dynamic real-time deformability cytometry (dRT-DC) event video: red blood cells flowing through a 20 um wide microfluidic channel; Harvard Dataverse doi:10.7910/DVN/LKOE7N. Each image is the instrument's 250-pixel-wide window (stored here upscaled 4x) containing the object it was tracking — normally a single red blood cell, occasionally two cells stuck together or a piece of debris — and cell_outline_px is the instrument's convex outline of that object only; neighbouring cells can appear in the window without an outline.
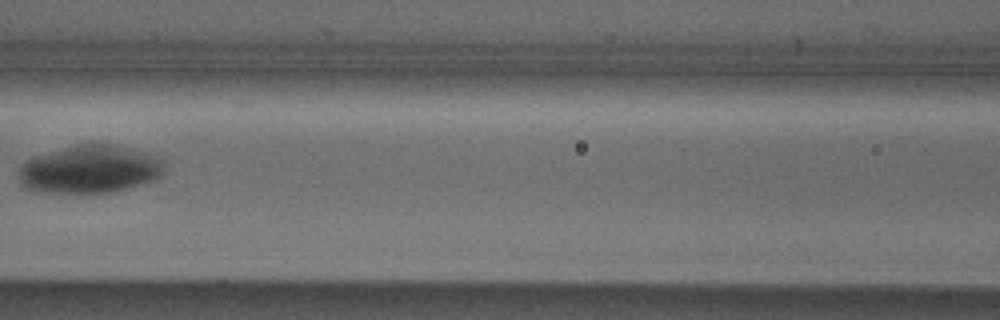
{"species": "Egyptian fruit bat (a non-hibernating species)", "species_latin": "Rousettus aegyptiacus", "temperature_condition": "cold", "stored_images_in_passage": 8, "segment_of_instrument_passage": [2, 2], "camera_frame_rate_fps": 3000, "um_per_image_px": 0.085, "animal": {"sex": "male"}, "frame": {"image": 1, "passage_image": 7, "time_ms": 2.0, "image_size_px": [1000, 320], "cell_outline_px": [[164, 172], [156, 180], [128, 188], [112, 192], [36, 192], [28, 188], [20, 180], [20, 168], [28, 160], [36, 156], [76, 144], [92, 140], [116, 144], [164, 160]], "centroid_in_image_um": [7.68, 14.36], "position_along_channel_um": 158.9, "area_um2": 40.69}}
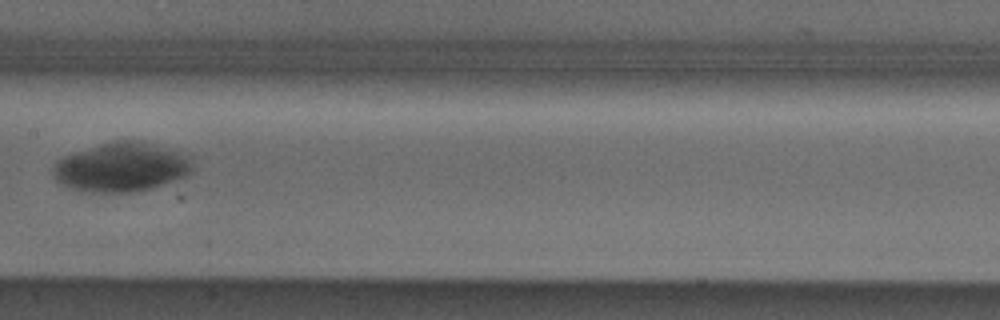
{"frame": {"image": 2, "passage_image": 8, "time_ms": 2.333, "image_size_px": [1000, 320], "cell_outline_px": [[192, 172], [188, 176], [148, 188], [128, 192], [92, 192], [72, 188], [60, 184], [52, 176], [52, 168], [56, 160], [72, 152], [100, 144], [116, 140], [144, 140], [192, 156]], "centroid_in_image_um": [10.32, 14.18], "position_along_channel_um": 197.1, "area_um2": 40.23}}